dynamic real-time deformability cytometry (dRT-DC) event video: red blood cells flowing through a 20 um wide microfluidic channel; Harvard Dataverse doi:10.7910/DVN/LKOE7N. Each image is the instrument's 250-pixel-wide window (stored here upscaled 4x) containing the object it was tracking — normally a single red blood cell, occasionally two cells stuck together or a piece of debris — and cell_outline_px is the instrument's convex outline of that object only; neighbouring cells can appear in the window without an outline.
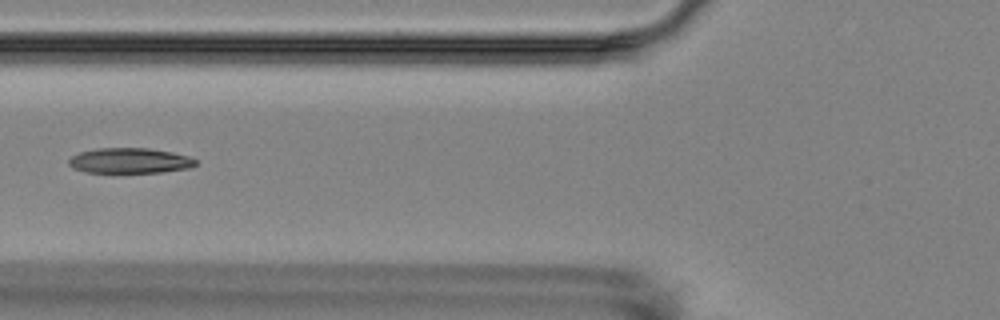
{"species": "Egyptian fruit bat (a non-hibernating species)", "species_latin": "Rousettus aegyptiacus", "temperature_condition": "room temperature", "stored_images_in_passage": 5, "camera_frame_rate_fps": 3000, "um_per_image_px": 0.085, "animal": {"sex": "female"}, "frame": {"image": 1, "passage_image": 5, "time_ms": 4.667, "image_size_px": [1000, 320], "cell_outline_px": [[196, 164], [192, 168], [164, 172], [84, 172], [72, 168], [68, 164], [68, 160], [72, 156], [80, 152], [100, 148], [148, 148], [172, 152], [188, 156], [196, 160]], "centroid_in_image_um": [11.04, 13.66], "position_along_channel_um": 114.8, "area_um2": 18.73}}